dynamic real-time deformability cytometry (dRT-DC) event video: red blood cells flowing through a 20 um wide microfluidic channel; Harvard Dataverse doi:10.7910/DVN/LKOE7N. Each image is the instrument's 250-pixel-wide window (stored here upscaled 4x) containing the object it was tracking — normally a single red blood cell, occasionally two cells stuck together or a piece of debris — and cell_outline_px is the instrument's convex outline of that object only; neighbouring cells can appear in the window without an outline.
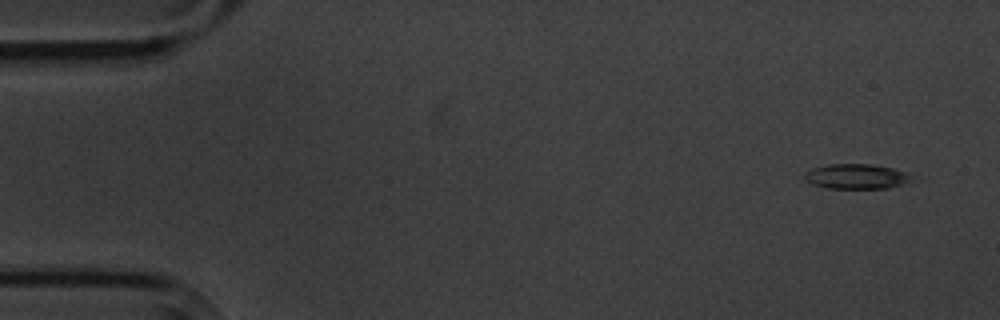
{"species": "common noctule bat (a hibernating species)", "species_latin": "Nyctalus noctula", "temperature_condition": "cold", "stored_images_in_passage": 6, "camera_frame_rate_fps": 3000, "um_per_image_px": 0.085, "animal": {"sex": "male", "body_mass_g": 20.1, "forearm_length_mm": 53.5}, "frame": {"image": 1, "passage_image": 1, "time_ms": 0.0, "image_size_px": [1000, 320], "cell_outline_px": [[908, 180], [904, 184], [888, 188], [828, 188], [812, 184], [804, 176], [804, 172], [812, 168], [828, 164], [872, 164], [892, 168], [904, 172], [908, 176]], "centroid_in_image_um": [72.72, 14.99], "position_along_channel_um": 12.3, "area_um2": 15.26}}
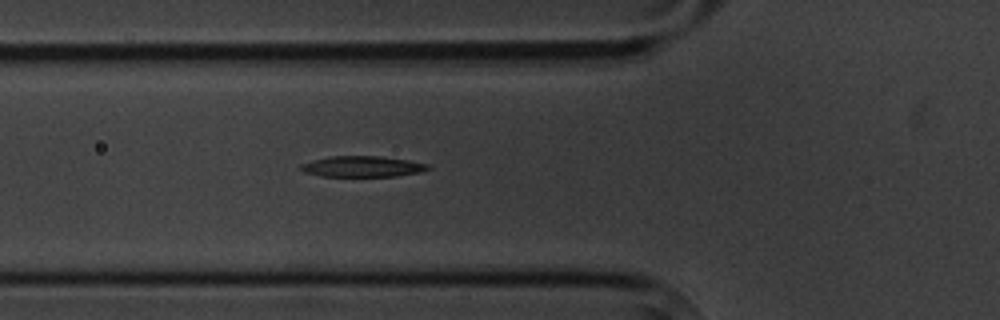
{"frame": {"image": 2, "passage_image": 6, "time_ms": 5.667, "image_size_px": [1000, 320], "cell_outline_px": [[432, 168], [420, 172], [396, 176], [320, 176], [304, 172], [300, 168], [300, 164], [312, 160], [328, 156], [380, 156], [408, 160], [428, 164]], "centroid_in_image_um": [30.79, 14.15], "position_along_channel_um": 95.0, "area_um2": 15.49}}